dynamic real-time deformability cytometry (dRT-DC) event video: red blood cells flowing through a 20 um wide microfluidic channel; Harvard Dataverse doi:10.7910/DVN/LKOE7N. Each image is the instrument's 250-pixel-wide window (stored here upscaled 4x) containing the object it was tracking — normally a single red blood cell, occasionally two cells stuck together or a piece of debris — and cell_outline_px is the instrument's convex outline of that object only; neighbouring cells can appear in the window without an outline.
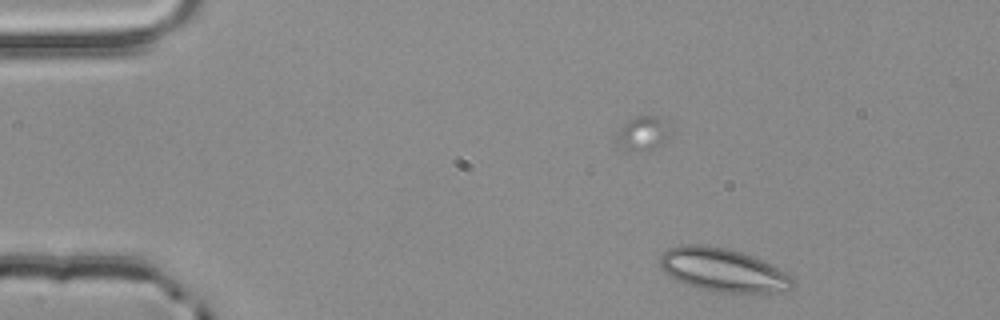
{"species": "common noctule bat (a hibernating species)", "species_latin": "Nyctalus noctula", "temperature_condition": "room temperature", "stored_images_in_passage": 48, "camera_frame_rate_fps": 3000, "um_per_image_px": 0.085, "animal": {"sex": "male", "body_mass_g": 20.4}, "frame": {"image": 1, "passage_image": 1, "time_ms": 0.0, "image_size_px": [1000, 320], "cell_outline_px": [[792, 288], [772, 292], [708, 292], [696, 288], [676, 280], [668, 276], [660, 268], [660, 256], [668, 248], [680, 244], [708, 244], [728, 248], [764, 260], [772, 264], [792, 276]], "centroid_in_image_um": [61.39, 22.93], "position_along_channel_um": 23.6, "area_um2": 33.87}}
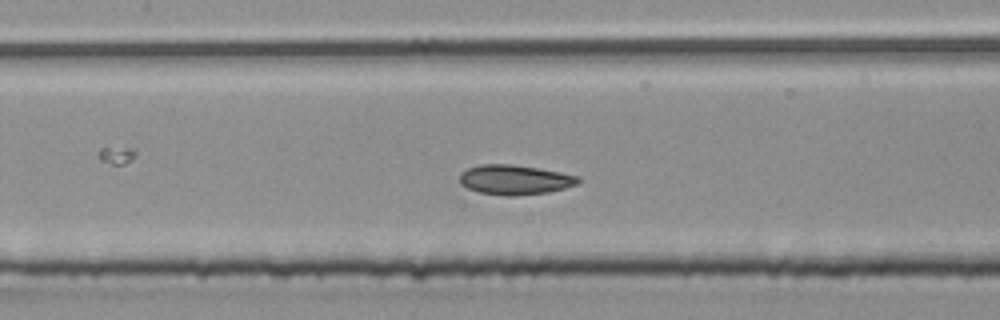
{"frame": {"image": 2, "passage_image": 19, "time_ms": 6.0, "image_size_px": [1000, 320], "cell_outline_px": [[580, 184], [548, 192], [516, 196], [508, 196], [480, 192], [468, 188], [460, 184], [460, 172], [468, 168], [480, 164], [512, 164], [560, 172], [580, 176]], "centroid_in_image_um": [43.77, 15.28], "position_along_channel_um": 163.6, "area_um2": 20.58}}
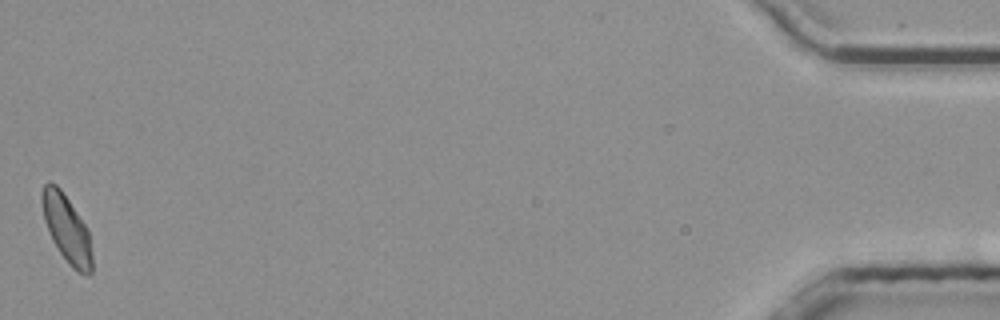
{"frame": {"image": 3, "passage_image": 48, "time_ms": 15.667, "image_size_px": [1000, 320], "cell_outline_px": [[92, 272], [88, 276], [84, 276], [72, 268], [68, 264], [52, 240], [44, 220], [40, 200], [40, 192], [44, 184], [56, 184], [60, 188], [88, 228], [92, 256]], "centroid_in_image_um": [5.67, 19.47], "position_along_channel_um": 429.5, "area_um2": 19.83}, "authors_computed_cell_mechanics": {"area_um2": 19.9121, "velocity_mm_per_s": 3.8023, "shape_relaxation_time_tau1_ms": null, "shape_relaxation_time_tau2_ms": 1.908, "deformation_change_tau1": null, "deformation_change_tau2": 0.0715}}